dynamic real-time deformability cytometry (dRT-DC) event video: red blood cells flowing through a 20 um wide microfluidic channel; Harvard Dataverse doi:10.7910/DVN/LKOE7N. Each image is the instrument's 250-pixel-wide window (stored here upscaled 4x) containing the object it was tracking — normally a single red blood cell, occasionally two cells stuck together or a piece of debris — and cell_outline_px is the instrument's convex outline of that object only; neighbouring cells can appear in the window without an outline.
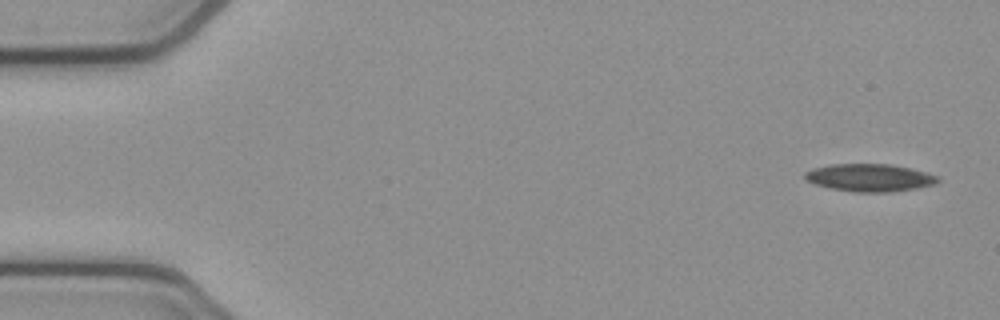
{"species": "common noctule bat (a hibernating species)", "species_latin": "Nyctalus noctula", "temperature_condition": "cold", "stored_images_in_passage": 7, "camera_frame_rate_fps": 3000, "um_per_image_px": 0.085, "animal": {"sex": "female", "body_mass_g": 21.9}, "frame": {"image": 1, "passage_image": 1, "time_ms": 0.0, "image_size_px": [1000, 320], "cell_outline_px": [[940, 180], [936, 184], [916, 188], [888, 192], [852, 192], [832, 188], [816, 184], [808, 180], [804, 176], [804, 172], [812, 168], [828, 164], [888, 164], [908, 168], [940, 176]], "centroid_in_image_um": [73.92, 15.1], "position_along_channel_um": 11.1, "area_um2": 21.27}}
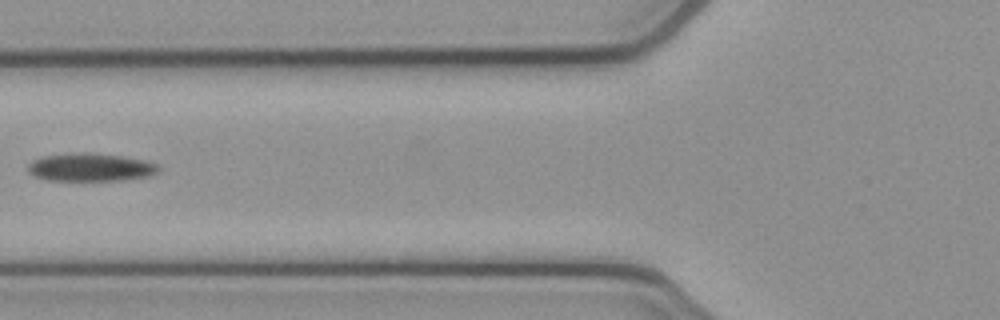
{"frame": {"image": 2, "passage_image": 6, "time_ms": 1.667, "image_size_px": [1000, 320], "cell_outline_px": [[160, 168], [156, 172], [148, 176], [120, 180], [48, 180], [32, 176], [28, 172], [28, 164], [32, 160], [44, 156], [80, 152], [92, 152], [120, 156], [144, 160], [156, 164]], "centroid_in_image_um": [7.64, 14.21], "position_along_channel_um": 118.2, "area_um2": 21.21}}
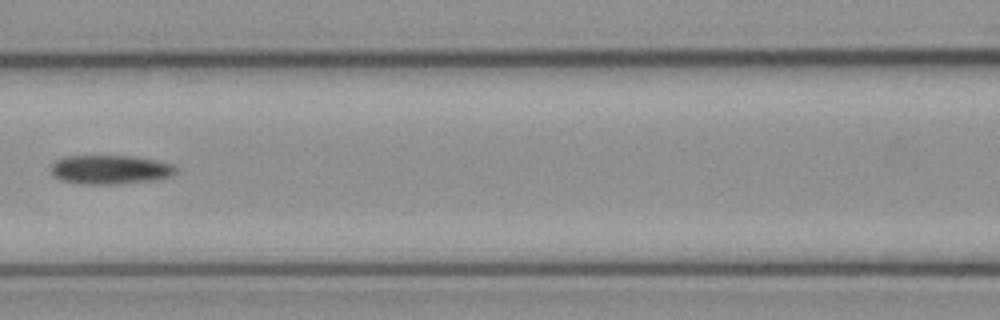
{"frame": {"image": 3, "passage_image": 7, "time_ms": 2.0, "image_size_px": [1000, 320], "cell_outline_px": [[176, 172], [172, 176], [156, 180], [116, 184], [80, 184], [60, 180], [52, 176], [52, 164], [56, 160], [64, 156], [132, 156], [156, 160], [176, 164]], "centroid_in_image_um": [9.39, 14.42], "position_along_channel_um": 157.2, "area_um2": 21.39}}